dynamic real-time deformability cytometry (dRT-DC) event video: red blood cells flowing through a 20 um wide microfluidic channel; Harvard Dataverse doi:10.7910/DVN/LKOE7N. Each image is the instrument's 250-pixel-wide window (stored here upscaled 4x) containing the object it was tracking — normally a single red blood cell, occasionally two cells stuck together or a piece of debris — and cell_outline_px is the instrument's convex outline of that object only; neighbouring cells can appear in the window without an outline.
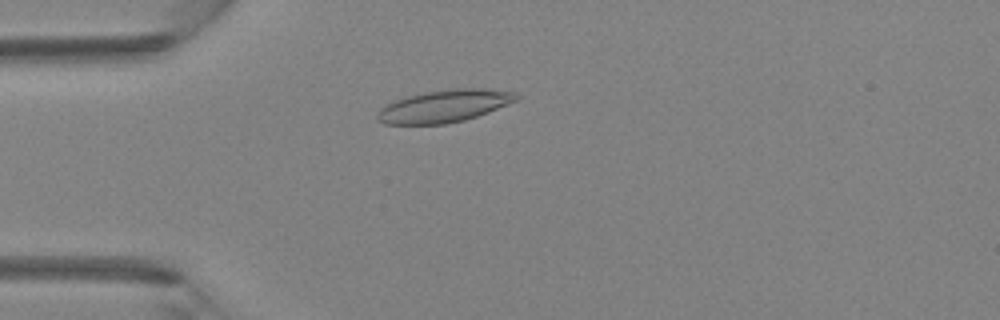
{"species": "Egyptian fruit bat (a non-hibernating species)", "species_latin": "Rousettus aegyptiacus", "temperature_condition": "room temperature", "stored_images_in_passage": 43, "camera_frame_rate_fps": 3000, "um_per_image_px": 0.085, "animal": {"sex": "female"}, "frame": {"image": 1, "passage_image": 11, "time_ms": 3.333, "image_size_px": [1000, 320], "cell_outline_px": [[520, 96], [516, 100], [508, 104], [488, 112], [464, 120], [444, 124], [384, 124], [376, 120], [376, 116], [380, 108], [396, 100], [408, 96], [424, 92], [448, 88], [484, 88], [516, 92]], "centroid_in_image_um": [37.76, 9.01], "position_along_channel_um": 47.2, "area_um2": 26.24}}
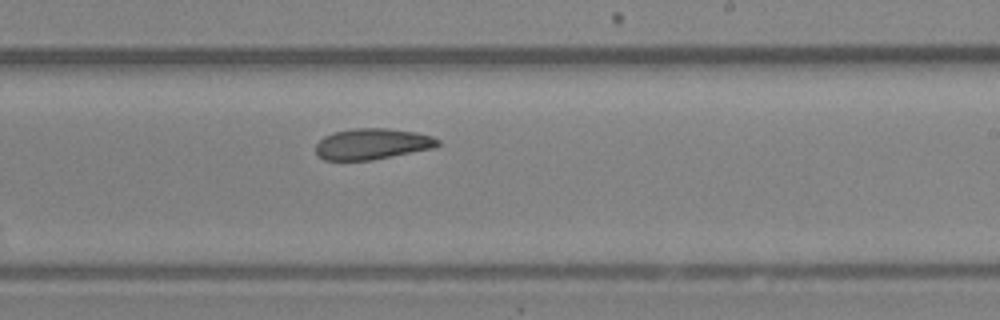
{"frame": {"image": 2, "passage_image": 26, "time_ms": 8.333, "image_size_px": [1000, 320], "cell_outline_px": [[440, 144], [436, 148], [372, 160], [324, 160], [316, 156], [316, 144], [324, 136], [332, 132], [352, 128], [388, 128], [416, 132], [432, 136], [440, 140]], "centroid_in_image_um": [31.65, 12.23], "position_along_channel_um": 257.4, "area_um2": 22.37}}
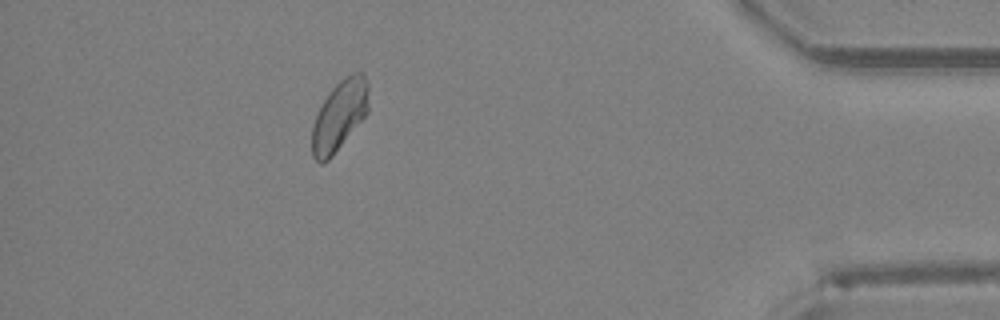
{"frame": {"image": 3, "passage_image": 39, "time_ms": 12.667, "image_size_px": [1000, 320], "cell_outline_px": [[368, 112], [332, 156], [328, 160], [320, 164], [312, 156], [312, 124], [324, 100], [332, 88], [344, 76], [352, 72], [364, 72], [368, 80]], "centroid_in_image_um": [28.86, 9.79], "position_along_channel_um": 406.3, "area_um2": 23.06}}